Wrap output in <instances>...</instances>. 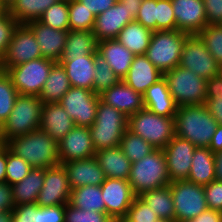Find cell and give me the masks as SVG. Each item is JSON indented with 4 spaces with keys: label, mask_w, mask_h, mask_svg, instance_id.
Masks as SVG:
<instances>
[{
    "label": "cell",
    "mask_w": 222,
    "mask_h": 222,
    "mask_svg": "<svg viewBox=\"0 0 222 222\" xmlns=\"http://www.w3.org/2000/svg\"><path fill=\"white\" fill-rule=\"evenodd\" d=\"M5 145L32 168L46 169L60 165L58 143L40 128L29 134L14 137Z\"/></svg>",
    "instance_id": "cell-1"
},
{
    "label": "cell",
    "mask_w": 222,
    "mask_h": 222,
    "mask_svg": "<svg viewBox=\"0 0 222 222\" xmlns=\"http://www.w3.org/2000/svg\"><path fill=\"white\" fill-rule=\"evenodd\" d=\"M218 123L205 105H184L174 116L175 136L190 141L195 147L209 148Z\"/></svg>",
    "instance_id": "cell-2"
},
{
    "label": "cell",
    "mask_w": 222,
    "mask_h": 222,
    "mask_svg": "<svg viewBox=\"0 0 222 222\" xmlns=\"http://www.w3.org/2000/svg\"><path fill=\"white\" fill-rule=\"evenodd\" d=\"M43 104L39 96L19 94L8 119L0 127L3 144L39 129Z\"/></svg>",
    "instance_id": "cell-3"
},
{
    "label": "cell",
    "mask_w": 222,
    "mask_h": 222,
    "mask_svg": "<svg viewBox=\"0 0 222 222\" xmlns=\"http://www.w3.org/2000/svg\"><path fill=\"white\" fill-rule=\"evenodd\" d=\"M128 181L135 196L169 185L171 181L164 151L155 149L140 161L132 162Z\"/></svg>",
    "instance_id": "cell-4"
},
{
    "label": "cell",
    "mask_w": 222,
    "mask_h": 222,
    "mask_svg": "<svg viewBox=\"0 0 222 222\" xmlns=\"http://www.w3.org/2000/svg\"><path fill=\"white\" fill-rule=\"evenodd\" d=\"M128 129V117L99 99L90 134L96 152L117 147Z\"/></svg>",
    "instance_id": "cell-5"
},
{
    "label": "cell",
    "mask_w": 222,
    "mask_h": 222,
    "mask_svg": "<svg viewBox=\"0 0 222 222\" xmlns=\"http://www.w3.org/2000/svg\"><path fill=\"white\" fill-rule=\"evenodd\" d=\"M188 36L177 29L153 31L145 55L162 73L172 70L180 63L183 44Z\"/></svg>",
    "instance_id": "cell-6"
},
{
    "label": "cell",
    "mask_w": 222,
    "mask_h": 222,
    "mask_svg": "<svg viewBox=\"0 0 222 222\" xmlns=\"http://www.w3.org/2000/svg\"><path fill=\"white\" fill-rule=\"evenodd\" d=\"M128 130L163 150L175 136L174 117L159 116L144 108L128 117Z\"/></svg>",
    "instance_id": "cell-7"
},
{
    "label": "cell",
    "mask_w": 222,
    "mask_h": 222,
    "mask_svg": "<svg viewBox=\"0 0 222 222\" xmlns=\"http://www.w3.org/2000/svg\"><path fill=\"white\" fill-rule=\"evenodd\" d=\"M168 89L177 106L204 105L207 80L192 70L177 66L163 73Z\"/></svg>",
    "instance_id": "cell-8"
},
{
    "label": "cell",
    "mask_w": 222,
    "mask_h": 222,
    "mask_svg": "<svg viewBox=\"0 0 222 222\" xmlns=\"http://www.w3.org/2000/svg\"><path fill=\"white\" fill-rule=\"evenodd\" d=\"M54 63L55 61L40 57L10 67L6 73L18 94L39 96Z\"/></svg>",
    "instance_id": "cell-9"
},
{
    "label": "cell",
    "mask_w": 222,
    "mask_h": 222,
    "mask_svg": "<svg viewBox=\"0 0 222 222\" xmlns=\"http://www.w3.org/2000/svg\"><path fill=\"white\" fill-rule=\"evenodd\" d=\"M175 208V222L190 220L208 209L204 186L187 180L169 184Z\"/></svg>",
    "instance_id": "cell-10"
},
{
    "label": "cell",
    "mask_w": 222,
    "mask_h": 222,
    "mask_svg": "<svg viewBox=\"0 0 222 222\" xmlns=\"http://www.w3.org/2000/svg\"><path fill=\"white\" fill-rule=\"evenodd\" d=\"M42 57L40 47L32 30L26 24H18L14 29L6 53L0 59V70L6 71Z\"/></svg>",
    "instance_id": "cell-11"
},
{
    "label": "cell",
    "mask_w": 222,
    "mask_h": 222,
    "mask_svg": "<svg viewBox=\"0 0 222 222\" xmlns=\"http://www.w3.org/2000/svg\"><path fill=\"white\" fill-rule=\"evenodd\" d=\"M98 102L99 95L92 90L71 86L61 98L60 105L75 126L90 127L96 119Z\"/></svg>",
    "instance_id": "cell-12"
},
{
    "label": "cell",
    "mask_w": 222,
    "mask_h": 222,
    "mask_svg": "<svg viewBox=\"0 0 222 222\" xmlns=\"http://www.w3.org/2000/svg\"><path fill=\"white\" fill-rule=\"evenodd\" d=\"M179 66L206 80L219 75V63L198 35H189L183 44Z\"/></svg>",
    "instance_id": "cell-13"
},
{
    "label": "cell",
    "mask_w": 222,
    "mask_h": 222,
    "mask_svg": "<svg viewBox=\"0 0 222 222\" xmlns=\"http://www.w3.org/2000/svg\"><path fill=\"white\" fill-rule=\"evenodd\" d=\"M71 187L63 165L45 169L44 183L36 204L38 206L66 205L70 201Z\"/></svg>",
    "instance_id": "cell-14"
},
{
    "label": "cell",
    "mask_w": 222,
    "mask_h": 222,
    "mask_svg": "<svg viewBox=\"0 0 222 222\" xmlns=\"http://www.w3.org/2000/svg\"><path fill=\"white\" fill-rule=\"evenodd\" d=\"M106 213L113 219L126 217L134 198L128 180L106 178L100 185Z\"/></svg>",
    "instance_id": "cell-15"
},
{
    "label": "cell",
    "mask_w": 222,
    "mask_h": 222,
    "mask_svg": "<svg viewBox=\"0 0 222 222\" xmlns=\"http://www.w3.org/2000/svg\"><path fill=\"white\" fill-rule=\"evenodd\" d=\"M195 148L190 141L174 136L163 149L171 182L187 180Z\"/></svg>",
    "instance_id": "cell-16"
},
{
    "label": "cell",
    "mask_w": 222,
    "mask_h": 222,
    "mask_svg": "<svg viewBox=\"0 0 222 222\" xmlns=\"http://www.w3.org/2000/svg\"><path fill=\"white\" fill-rule=\"evenodd\" d=\"M95 153L90 127L75 126L58 142V157L61 165L72 160L94 157Z\"/></svg>",
    "instance_id": "cell-17"
},
{
    "label": "cell",
    "mask_w": 222,
    "mask_h": 222,
    "mask_svg": "<svg viewBox=\"0 0 222 222\" xmlns=\"http://www.w3.org/2000/svg\"><path fill=\"white\" fill-rule=\"evenodd\" d=\"M176 29L189 35H198L207 19L203 0H171Z\"/></svg>",
    "instance_id": "cell-18"
},
{
    "label": "cell",
    "mask_w": 222,
    "mask_h": 222,
    "mask_svg": "<svg viewBox=\"0 0 222 222\" xmlns=\"http://www.w3.org/2000/svg\"><path fill=\"white\" fill-rule=\"evenodd\" d=\"M134 20L131 12L117 0L112 7L96 16L92 32L98 42L116 39L120 31Z\"/></svg>",
    "instance_id": "cell-19"
},
{
    "label": "cell",
    "mask_w": 222,
    "mask_h": 222,
    "mask_svg": "<svg viewBox=\"0 0 222 222\" xmlns=\"http://www.w3.org/2000/svg\"><path fill=\"white\" fill-rule=\"evenodd\" d=\"M34 33L43 58L59 62L63 55L67 32L56 30L34 20L26 24Z\"/></svg>",
    "instance_id": "cell-20"
},
{
    "label": "cell",
    "mask_w": 222,
    "mask_h": 222,
    "mask_svg": "<svg viewBox=\"0 0 222 222\" xmlns=\"http://www.w3.org/2000/svg\"><path fill=\"white\" fill-rule=\"evenodd\" d=\"M99 99L121 111L127 117L145 108L143 95L136 92L123 80L99 94Z\"/></svg>",
    "instance_id": "cell-21"
},
{
    "label": "cell",
    "mask_w": 222,
    "mask_h": 222,
    "mask_svg": "<svg viewBox=\"0 0 222 222\" xmlns=\"http://www.w3.org/2000/svg\"><path fill=\"white\" fill-rule=\"evenodd\" d=\"M62 165L67 172L71 189L86 185L100 186L106 179L95 157L72 160Z\"/></svg>",
    "instance_id": "cell-22"
},
{
    "label": "cell",
    "mask_w": 222,
    "mask_h": 222,
    "mask_svg": "<svg viewBox=\"0 0 222 222\" xmlns=\"http://www.w3.org/2000/svg\"><path fill=\"white\" fill-rule=\"evenodd\" d=\"M163 78V73L158 70L146 55H134L132 64L123 81L140 94L154 83Z\"/></svg>",
    "instance_id": "cell-23"
},
{
    "label": "cell",
    "mask_w": 222,
    "mask_h": 222,
    "mask_svg": "<svg viewBox=\"0 0 222 222\" xmlns=\"http://www.w3.org/2000/svg\"><path fill=\"white\" fill-rule=\"evenodd\" d=\"M74 127V121L60 103L43 104L40 129L48 133L57 143Z\"/></svg>",
    "instance_id": "cell-24"
},
{
    "label": "cell",
    "mask_w": 222,
    "mask_h": 222,
    "mask_svg": "<svg viewBox=\"0 0 222 222\" xmlns=\"http://www.w3.org/2000/svg\"><path fill=\"white\" fill-rule=\"evenodd\" d=\"M97 53L103 57L114 73L123 80L128 74L134 54L117 39L98 42Z\"/></svg>",
    "instance_id": "cell-25"
},
{
    "label": "cell",
    "mask_w": 222,
    "mask_h": 222,
    "mask_svg": "<svg viewBox=\"0 0 222 222\" xmlns=\"http://www.w3.org/2000/svg\"><path fill=\"white\" fill-rule=\"evenodd\" d=\"M143 103L145 109L164 117H174L178 108L164 77L146 90Z\"/></svg>",
    "instance_id": "cell-26"
},
{
    "label": "cell",
    "mask_w": 222,
    "mask_h": 222,
    "mask_svg": "<svg viewBox=\"0 0 222 222\" xmlns=\"http://www.w3.org/2000/svg\"><path fill=\"white\" fill-rule=\"evenodd\" d=\"M94 157L106 178L129 179L132 162L119 146L100 150L95 153Z\"/></svg>",
    "instance_id": "cell-27"
},
{
    "label": "cell",
    "mask_w": 222,
    "mask_h": 222,
    "mask_svg": "<svg viewBox=\"0 0 222 222\" xmlns=\"http://www.w3.org/2000/svg\"><path fill=\"white\" fill-rule=\"evenodd\" d=\"M98 41L92 31L68 30L63 55L59 61H70L75 57L96 56Z\"/></svg>",
    "instance_id": "cell-28"
},
{
    "label": "cell",
    "mask_w": 222,
    "mask_h": 222,
    "mask_svg": "<svg viewBox=\"0 0 222 222\" xmlns=\"http://www.w3.org/2000/svg\"><path fill=\"white\" fill-rule=\"evenodd\" d=\"M96 56L75 57L70 61H59L65 68L71 86L93 91Z\"/></svg>",
    "instance_id": "cell-29"
},
{
    "label": "cell",
    "mask_w": 222,
    "mask_h": 222,
    "mask_svg": "<svg viewBox=\"0 0 222 222\" xmlns=\"http://www.w3.org/2000/svg\"><path fill=\"white\" fill-rule=\"evenodd\" d=\"M216 180L215 153L209 148L196 147L187 181L207 185Z\"/></svg>",
    "instance_id": "cell-30"
},
{
    "label": "cell",
    "mask_w": 222,
    "mask_h": 222,
    "mask_svg": "<svg viewBox=\"0 0 222 222\" xmlns=\"http://www.w3.org/2000/svg\"><path fill=\"white\" fill-rule=\"evenodd\" d=\"M45 169L32 168L26 177L12 185L15 206L36 203L43 187Z\"/></svg>",
    "instance_id": "cell-31"
},
{
    "label": "cell",
    "mask_w": 222,
    "mask_h": 222,
    "mask_svg": "<svg viewBox=\"0 0 222 222\" xmlns=\"http://www.w3.org/2000/svg\"><path fill=\"white\" fill-rule=\"evenodd\" d=\"M71 88L64 66L55 62L39 95L43 103H60L61 98Z\"/></svg>",
    "instance_id": "cell-32"
},
{
    "label": "cell",
    "mask_w": 222,
    "mask_h": 222,
    "mask_svg": "<svg viewBox=\"0 0 222 222\" xmlns=\"http://www.w3.org/2000/svg\"><path fill=\"white\" fill-rule=\"evenodd\" d=\"M152 33V30L134 20L120 31L116 39L134 55H144L149 46Z\"/></svg>",
    "instance_id": "cell-33"
},
{
    "label": "cell",
    "mask_w": 222,
    "mask_h": 222,
    "mask_svg": "<svg viewBox=\"0 0 222 222\" xmlns=\"http://www.w3.org/2000/svg\"><path fill=\"white\" fill-rule=\"evenodd\" d=\"M159 219L175 222V208L169 185L146 191L139 196Z\"/></svg>",
    "instance_id": "cell-34"
},
{
    "label": "cell",
    "mask_w": 222,
    "mask_h": 222,
    "mask_svg": "<svg viewBox=\"0 0 222 222\" xmlns=\"http://www.w3.org/2000/svg\"><path fill=\"white\" fill-rule=\"evenodd\" d=\"M69 203L82 210L106 213L100 186L86 185L72 189Z\"/></svg>",
    "instance_id": "cell-35"
},
{
    "label": "cell",
    "mask_w": 222,
    "mask_h": 222,
    "mask_svg": "<svg viewBox=\"0 0 222 222\" xmlns=\"http://www.w3.org/2000/svg\"><path fill=\"white\" fill-rule=\"evenodd\" d=\"M59 0H15L7 10L18 24L38 20L43 12Z\"/></svg>",
    "instance_id": "cell-36"
},
{
    "label": "cell",
    "mask_w": 222,
    "mask_h": 222,
    "mask_svg": "<svg viewBox=\"0 0 222 222\" xmlns=\"http://www.w3.org/2000/svg\"><path fill=\"white\" fill-rule=\"evenodd\" d=\"M119 147L131 162L140 161L143 157L155 150V148L141 136L133 134L128 129L125 131Z\"/></svg>",
    "instance_id": "cell-37"
},
{
    "label": "cell",
    "mask_w": 222,
    "mask_h": 222,
    "mask_svg": "<svg viewBox=\"0 0 222 222\" xmlns=\"http://www.w3.org/2000/svg\"><path fill=\"white\" fill-rule=\"evenodd\" d=\"M68 0H59L48 7L38 19L42 24L56 30H69Z\"/></svg>",
    "instance_id": "cell-38"
},
{
    "label": "cell",
    "mask_w": 222,
    "mask_h": 222,
    "mask_svg": "<svg viewBox=\"0 0 222 222\" xmlns=\"http://www.w3.org/2000/svg\"><path fill=\"white\" fill-rule=\"evenodd\" d=\"M93 92L97 95L118 84L121 79L107 64L106 60L96 53Z\"/></svg>",
    "instance_id": "cell-39"
},
{
    "label": "cell",
    "mask_w": 222,
    "mask_h": 222,
    "mask_svg": "<svg viewBox=\"0 0 222 222\" xmlns=\"http://www.w3.org/2000/svg\"><path fill=\"white\" fill-rule=\"evenodd\" d=\"M69 30L92 31L96 16L77 0H68Z\"/></svg>",
    "instance_id": "cell-40"
},
{
    "label": "cell",
    "mask_w": 222,
    "mask_h": 222,
    "mask_svg": "<svg viewBox=\"0 0 222 222\" xmlns=\"http://www.w3.org/2000/svg\"><path fill=\"white\" fill-rule=\"evenodd\" d=\"M18 95L10 76L0 70V127L8 119Z\"/></svg>",
    "instance_id": "cell-41"
},
{
    "label": "cell",
    "mask_w": 222,
    "mask_h": 222,
    "mask_svg": "<svg viewBox=\"0 0 222 222\" xmlns=\"http://www.w3.org/2000/svg\"><path fill=\"white\" fill-rule=\"evenodd\" d=\"M198 36L213 58L220 63L222 61V24L207 25Z\"/></svg>",
    "instance_id": "cell-42"
},
{
    "label": "cell",
    "mask_w": 222,
    "mask_h": 222,
    "mask_svg": "<svg viewBox=\"0 0 222 222\" xmlns=\"http://www.w3.org/2000/svg\"><path fill=\"white\" fill-rule=\"evenodd\" d=\"M32 166L22 157L17 156L7 147V164L5 182L13 185L20 182L31 171Z\"/></svg>",
    "instance_id": "cell-43"
},
{
    "label": "cell",
    "mask_w": 222,
    "mask_h": 222,
    "mask_svg": "<svg viewBox=\"0 0 222 222\" xmlns=\"http://www.w3.org/2000/svg\"><path fill=\"white\" fill-rule=\"evenodd\" d=\"M65 222H113V219L107 213L82 210L68 203L65 205Z\"/></svg>",
    "instance_id": "cell-44"
},
{
    "label": "cell",
    "mask_w": 222,
    "mask_h": 222,
    "mask_svg": "<svg viewBox=\"0 0 222 222\" xmlns=\"http://www.w3.org/2000/svg\"><path fill=\"white\" fill-rule=\"evenodd\" d=\"M126 218L131 222H156L157 214L139 196H136L128 209Z\"/></svg>",
    "instance_id": "cell-45"
},
{
    "label": "cell",
    "mask_w": 222,
    "mask_h": 222,
    "mask_svg": "<svg viewBox=\"0 0 222 222\" xmlns=\"http://www.w3.org/2000/svg\"><path fill=\"white\" fill-rule=\"evenodd\" d=\"M176 30V19L171 0H157L156 31Z\"/></svg>",
    "instance_id": "cell-46"
},
{
    "label": "cell",
    "mask_w": 222,
    "mask_h": 222,
    "mask_svg": "<svg viewBox=\"0 0 222 222\" xmlns=\"http://www.w3.org/2000/svg\"><path fill=\"white\" fill-rule=\"evenodd\" d=\"M17 26V21L7 10L0 13V59L6 53L12 33Z\"/></svg>",
    "instance_id": "cell-47"
},
{
    "label": "cell",
    "mask_w": 222,
    "mask_h": 222,
    "mask_svg": "<svg viewBox=\"0 0 222 222\" xmlns=\"http://www.w3.org/2000/svg\"><path fill=\"white\" fill-rule=\"evenodd\" d=\"M157 0H143L135 21L144 27L156 31Z\"/></svg>",
    "instance_id": "cell-48"
},
{
    "label": "cell",
    "mask_w": 222,
    "mask_h": 222,
    "mask_svg": "<svg viewBox=\"0 0 222 222\" xmlns=\"http://www.w3.org/2000/svg\"><path fill=\"white\" fill-rule=\"evenodd\" d=\"M204 192L208 209L222 212V182L214 180L204 185Z\"/></svg>",
    "instance_id": "cell-49"
},
{
    "label": "cell",
    "mask_w": 222,
    "mask_h": 222,
    "mask_svg": "<svg viewBox=\"0 0 222 222\" xmlns=\"http://www.w3.org/2000/svg\"><path fill=\"white\" fill-rule=\"evenodd\" d=\"M37 222H65V205L38 206Z\"/></svg>",
    "instance_id": "cell-50"
},
{
    "label": "cell",
    "mask_w": 222,
    "mask_h": 222,
    "mask_svg": "<svg viewBox=\"0 0 222 222\" xmlns=\"http://www.w3.org/2000/svg\"><path fill=\"white\" fill-rule=\"evenodd\" d=\"M37 210L36 203L14 206L12 222H37Z\"/></svg>",
    "instance_id": "cell-51"
},
{
    "label": "cell",
    "mask_w": 222,
    "mask_h": 222,
    "mask_svg": "<svg viewBox=\"0 0 222 222\" xmlns=\"http://www.w3.org/2000/svg\"><path fill=\"white\" fill-rule=\"evenodd\" d=\"M207 25L222 24V0H203Z\"/></svg>",
    "instance_id": "cell-52"
},
{
    "label": "cell",
    "mask_w": 222,
    "mask_h": 222,
    "mask_svg": "<svg viewBox=\"0 0 222 222\" xmlns=\"http://www.w3.org/2000/svg\"><path fill=\"white\" fill-rule=\"evenodd\" d=\"M14 206L12 185L0 182V212L12 211Z\"/></svg>",
    "instance_id": "cell-53"
},
{
    "label": "cell",
    "mask_w": 222,
    "mask_h": 222,
    "mask_svg": "<svg viewBox=\"0 0 222 222\" xmlns=\"http://www.w3.org/2000/svg\"><path fill=\"white\" fill-rule=\"evenodd\" d=\"M90 10L95 16L112 7L117 0H77Z\"/></svg>",
    "instance_id": "cell-54"
},
{
    "label": "cell",
    "mask_w": 222,
    "mask_h": 222,
    "mask_svg": "<svg viewBox=\"0 0 222 222\" xmlns=\"http://www.w3.org/2000/svg\"><path fill=\"white\" fill-rule=\"evenodd\" d=\"M206 99H222V76L217 75L207 80Z\"/></svg>",
    "instance_id": "cell-55"
},
{
    "label": "cell",
    "mask_w": 222,
    "mask_h": 222,
    "mask_svg": "<svg viewBox=\"0 0 222 222\" xmlns=\"http://www.w3.org/2000/svg\"><path fill=\"white\" fill-rule=\"evenodd\" d=\"M204 105L216 122L222 125V99H205Z\"/></svg>",
    "instance_id": "cell-56"
},
{
    "label": "cell",
    "mask_w": 222,
    "mask_h": 222,
    "mask_svg": "<svg viewBox=\"0 0 222 222\" xmlns=\"http://www.w3.org/2000/svg\"><path fill=\"white\" fill-rule=\"evenodd\" d=\"M209 149L213 152L222 151V125L218 124L214 135L211 138Z\"/></svg>",
    "instance_id": "cell-57"
},
{
    "label": "cell",
    "mask_w": 222,
    "mask_h": 222,
    "mask_svg": "<svg viewBox=\"0 0 222 222\" xmlns=\"http://www.w3.org/2000/svg\"><path fill=\"white\" fill-rule=\"evenodd\" d=\"M201 222H222V212L212 209H207L199 214Z\"/></svg>",
    "instance_id": "cell-58"
},
{
    "label": "cell",
    "mask_w": 222,
    "mask_h": 222,
    "mask_svg": "<svg viewBox=\"0 0 222 222\" xmlns=\"http://www.w3.org/2000/svg\"><path fill=\"white\" fill-rule=\"evenodd\" d=\"M118 1L125 6L128 12H131V15L135 19L136 16L138 15L143 0H118Z\"/></svg>",
    "instance_id": "cell-59"
},
{
    "label": "cell",
    "mask_w": 222,
    "mask_h": 222,
    "mask_svg": "<svg viewBox=\"0 0 222 222\" xmlns=\"http://www.w3.org/2000/svg\"><path fill=\"white\" fill-rule=\"evenodd\" d=\"M7 164V146L3 144L0 147V182H5Z\"/></svg>",
    "instance_id": "cell-60"
},
{
    "label": "cell",
    "mask_w": 222,
    "mask_h": 222,
    "mask_svg": "<svg viewBox=\"0 0 222 222\" xmlns=\"http://www.w3.org/2000/svg\"><path fill=\"white\" fill-rule=\"evenodd\" d=\"M215 174L216 180L222 182V151L215 153Z\"/></svg>",
    "instance_id": "cell-61"
},
{
    "label": "cell",
    "mask_w": 222,
    "mask_h": 222,
    "mask_svg": "<svg viewBox=\"0 0 222 222\" xmlns=\"http://www.w3.org/2000/svg\"><path fill=\"white\" fill-rule=\"evenodd\" d=\"M0 222H12V211L0 212Z\"/></svg>",
    "instance_id": "cell-62"
},
{
    "label": "cell",
    "mask_w": 222,
    "mask_h": 222,
    "mask_svg": "<svg viewBox=\"0 0 222 222\" xmlns=\"http://www.w3.org/2000/svg\"><path fill=\"white\" fill-rule=\"evenodd\" d=\"M14 2L15 0H0V6L4 10H8Z\"/></svg>",
    "instance_id": "cell-63"
},
{
    "label": "cell",
    "mask_w": 222,
    "mask_h": 222,
    "mask_svg": "<svg viewBox=\"0 0 222 222\" xmlns=\"http://www.w3.org/2000/svg\"><path fill=\"white\" fill-rule=\"evenodd\" d=\"M181 222H201V216L198 215V216H196V217L193 218V219H190V220H184V221H181Z\"/></svg>",
    "instance_id": "cell-64"
},
{
    "label": "cell",
    "mask_w": 222,
    "mask_h": 222,
    "mask_svg": "<svg viewBox=\"0 0 222 222\" xmlns=\"http://www.w3.org/2000/svg\"><path fill=\"white\" fill-rule=\"evenodd\" d=\"M113 222H131V221L128 220L126 217H121L113 220Z\"/></svg>",
    "instance_id": "cell-65"
},
{
    "label": "cell",
    "mask_w": 222,
    "mask_h": 222,
    "mask_svg": "<svg viewBox=\"0 0 222 222\" xmlns=\"http://www.w3.org/2000/svg\"><path fill=\"white\" fill-rule=\"evenodd\" d=\"M219 75L222 76V61L219 63Z\"/></svg>",
    "instance_id": "cell-66"
},
{
    "label": "cell",
    "mask_w": 222,
    "mask_h": 222,
    "mask_svg": "<svg viewBox=\"0 0 222 222\" xmlns=\"http://www.w3.org/2000/svg\"><path fill=\"white\" fill-rule=\"evenodd\" d=\"M156 222H174V221L159 219V220H157Z\"/></svg>",
    "instance_id": "cell-67"
},
{
    "label": "cell",
    "mask_w": 222,
    "mask_h": 222,
    "mask_svg": "<svg viewBox=\"0 0 222 222\" xmlns=\"http://www.w3.org/2000/svg\"><path fill=\"white\" fill-rule=\"evenodd\" d=\"M3 145V142L1 140V136H0V147Z\"/></svg>",
    "instance_id": "cell-68"
},
{
    "label": "cell",
    "mask_w": 222,
    "mask_h": 222,
    "mask_svg": "<svg viewBox=\"0 0 222 222\" xmlns=\"http://www.w3.org/2000/svg\"><path fill=\"white\" fill-rule=\"evenodd\" d=\"M4 11V9L0 6V13H2Z\"/></svg>",
    "instance_id": "cell-69"
}]
</instances>
